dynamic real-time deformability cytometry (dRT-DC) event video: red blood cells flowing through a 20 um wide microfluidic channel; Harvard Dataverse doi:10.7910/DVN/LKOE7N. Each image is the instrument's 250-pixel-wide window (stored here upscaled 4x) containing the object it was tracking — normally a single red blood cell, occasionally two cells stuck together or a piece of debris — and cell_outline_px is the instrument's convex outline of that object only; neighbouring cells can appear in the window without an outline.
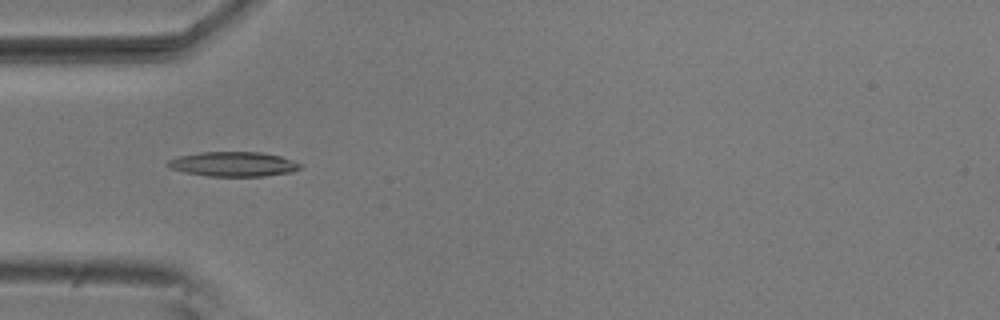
{"species": "common noctule bat (a hibernating species)", "species_latin": "Nyctalus noctula", "temperature_condition": "room temperature", "stored_images_in_passage": 35, "camera_frame_rate_fps": 3000, "um_per_image_px": 0.085, "animal": {"sex": "male", "body_mass_g": 20.5, "forearm_length_mm": 52.5}, "frame": {"image": 1, "passage_image": 1, "time_ms": 0.0, "image_size_px": [1000, 320], "cell_outline_px": [[304, 164], [300, 168], [292, 172], [264, 176], [208, 176], [184, 172], [172, 168], [168, 164], [168, 160], [176, 156], [200, 152], [260, 152], [280, 156]], "centroid_in_image_um": [19.86, 13.94], "position_along_channel_um": 65.1, "area_um2": 19.02}}
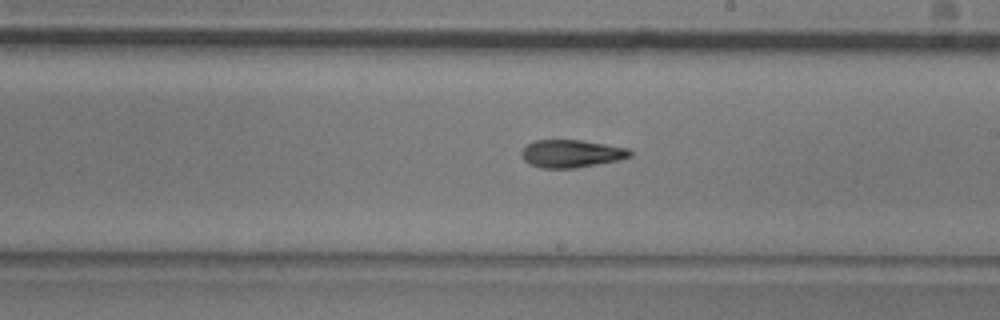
{"frame": {"image": 2, "passage_image": 15, "time_ms": 4.667, "image_size_px": [1000, 320], "cell_outline_px": [[632, 156], [620, 160], [576, 168], [540, 168], [528, 164], [524, 160], [520, 152], [528, 144], [536, 140], [580, 140], [628, 148], [632, 152]], "centroid_in_image_um": [48.56, 13.07], "position_along_channel_um": 240.4, "area_um2": 17.57}}
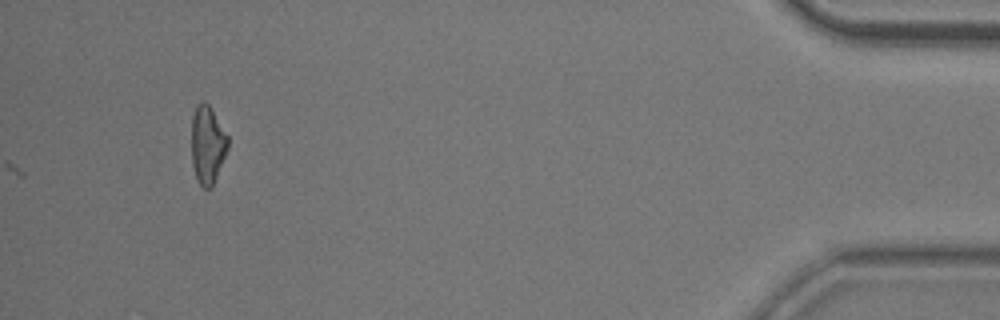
{"frame": {"image": 3, "passage_image": 35, "time_ms": 11.333, "image_size_px": [1000, 320], "cell_outline_px": [[228, 148], [212, 188], [204, 188], [196, 180], [192, 164], [192, 116], [196, 104], [204, 100], [208, 104], [228, 136]], "centroid_in_image_um": [17.63, 12.31], "position_along_channel_um": 417.6, "area_um2": 16.53}, "authors_computed_cell_mechanics": {"area_um2": 17.5134, "velocity_mm_per_s": 3.7451, "shape_relaxation_time_tau1_ms": 6.3126, "shape_relaxation_time_tau2_ms": 3.4394, "deformation_change_tau1": 0.1838, "deformation_change_tau2": 0.1102}}